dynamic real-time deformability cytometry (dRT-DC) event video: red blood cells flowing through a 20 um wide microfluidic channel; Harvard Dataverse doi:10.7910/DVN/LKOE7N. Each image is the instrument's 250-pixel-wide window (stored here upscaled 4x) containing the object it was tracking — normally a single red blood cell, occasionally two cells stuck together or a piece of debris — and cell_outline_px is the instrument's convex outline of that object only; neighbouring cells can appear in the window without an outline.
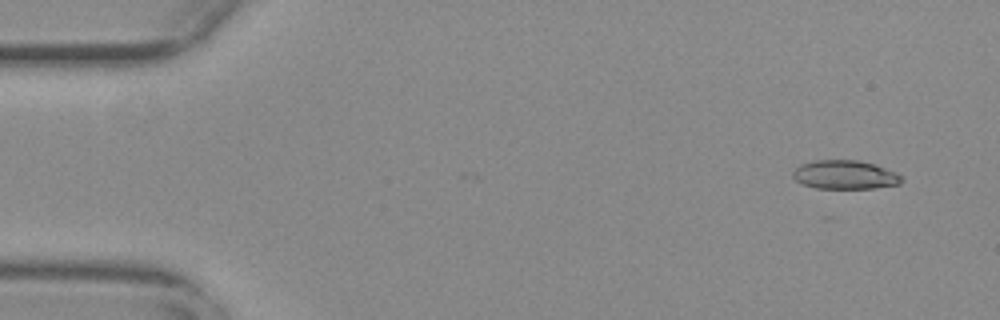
{"species": "common noctule bat (a hibernating species)", "species_latin": "Nyctalus noctula", "temperature_condition": "warm", "stored_images_in_passage": 28, "camera_frame_rate_fps": 3000, "um_per_image_px": 0.085, "animal": {"sex": "female", "body_mass_g": 29.2, "forearm_length_mm": 56.3}, "frame": {"image": 1, "passage_image": 1, "time_ms": 0.0, "image_size_px": [1000, 320], "cell_outline_px": [[904, 180], [900, 184], [876, 188], [816, 188], [804, 184], [796, 180], [792, 176], [792, 172], [800, 164], [816, 160], [856, 160], [876, 164], [896, 172], [904, 176]], "centroid_in_image_um": [71.87, 14.85], "position_along_channel_um": 13.1, "area_um2": 18.38}}
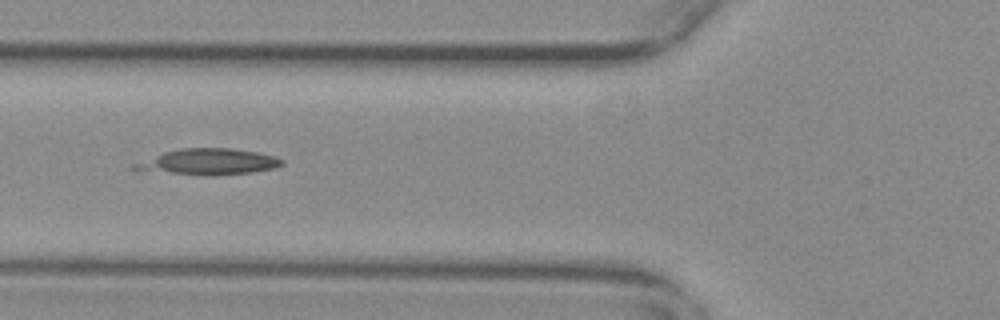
{"frame": {"image": 2, "passage_image": 18, "time_ms": 5.667, "image_size_px": [1000, 320], "cell_outline_px": [[284, 164], [276, 168], [252, 172], [216, 176], [204, 176], [132, 172], [128, 168], [132, 164], [164, 152], [180, 148], [232, 148], [256, 152], [276, 156], [284, 160]], "centroid_in_image_um": [17.59, 13.79], "position_along_channel_um": 108.2, "area_um2": 23.35}}
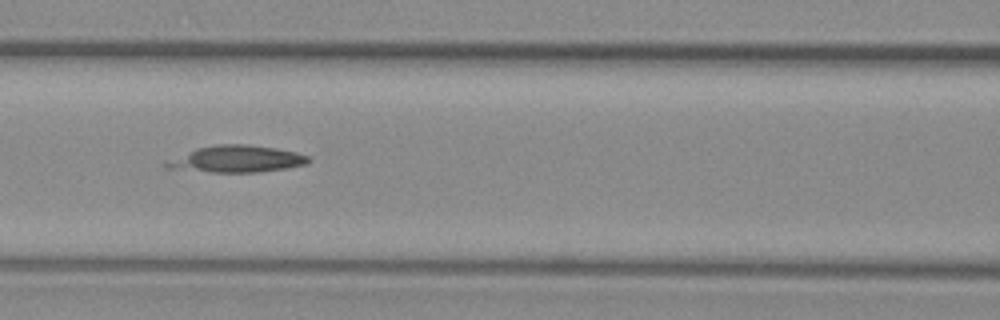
{"frame": {"image": 3, "passage_image": 21, "time_ms": 6.667, "image_size_px": [1000, 320], "cell_outline_px": [[312, 160], [308, 164], [260, 172], [212, 172], [164, 168], [164, 160], [196, 148], [216, 144], [244, 144], [276, 148], [296, 152], [308, 156]], "centroid_in_image_um": [20.06, 13.51], "position_along_channel_um": 146.5, "area_um2": 22.37}}